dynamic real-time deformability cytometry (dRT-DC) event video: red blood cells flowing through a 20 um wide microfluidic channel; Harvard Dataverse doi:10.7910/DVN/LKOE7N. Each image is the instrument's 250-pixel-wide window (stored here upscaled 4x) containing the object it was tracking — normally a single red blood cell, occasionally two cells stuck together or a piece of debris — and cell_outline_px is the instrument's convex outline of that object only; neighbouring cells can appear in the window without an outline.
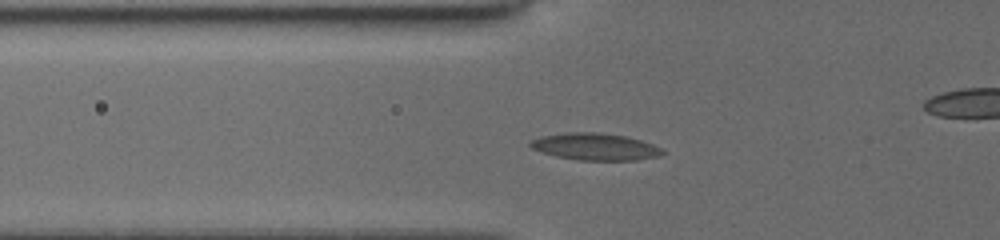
{"species": "common noctule bat (a hibernating species)", "species_latin": "Nyctalus noctula", "temperature_condition": "cold", "stored_images_in_passage": 37, "camera_frame_rate_fps": 3000, "um_per_image_px": 0.085, "animal": {"sex": "female", "body_mass_g": 19.5, "forearm_length_mm": 54.1}, "frame": {"image": 1, "passage_image": 2, "time_ms": 0.333, "image_size_px": [1000, 240], "cell_outline_px": [[664, 152], [660, 156], [636, 160], [576, 160], [556, 156], [532, 148], [528, 144], [532, 140], [540, 136], [568, 132], [600, 132], [624, 136], [640, 140], [652, 144], [660, 148]], "centroid_in_image_um": [50.58, 12.46], "position_along_channel_um": 75.2, "area_um2": 20.63}}
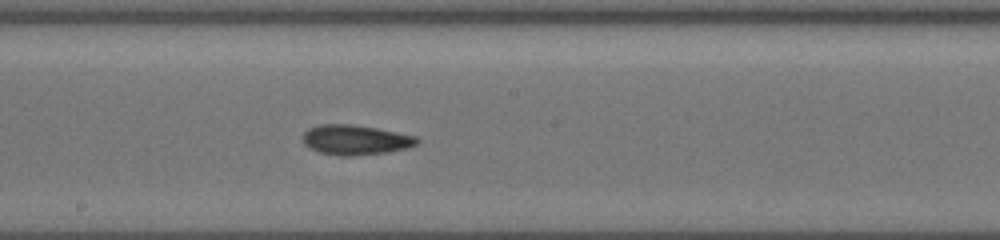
{"frame": {"image": 2, "passage_image": 20, "time_ms": 4.0, "image_size_px": [1000, 240], "cell_outline_px": [[420, 140], [416, 144], [408, 148], [388, 152], [352, 156], [340, 156], [320, 152], [308, 148], [304, 144], [304, 132], [308, 128], [320, 124], [348, 124], [376, 128], [416, 136]], "centroid_in_image_um": [30.21, 11.89], "position_along_channel_um": 218.0, "area_um2": 19.88}}
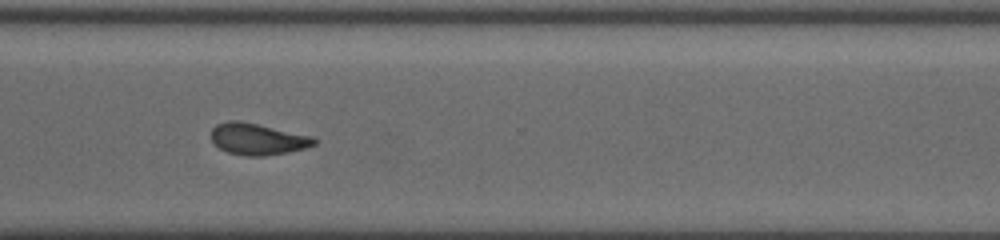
{"frame": {"image": 3, "passage_image": 36, "time_ms": 7.333, "image_size_px": [1000, 240], "cell_outline_px": [[316, 144], [304, 148], [288, 152], [264, 156], [244, 156], [228, 152], [220, 148], [212, 140], [212, 128], [216, 124], [228, 120], [236, 120], [256, 124], [312, 136], [316, 140]], "centroid_in_image_um": [21.88, 11.82], "position_along_channel_um": 348.7, "area_um2": 18.67}}